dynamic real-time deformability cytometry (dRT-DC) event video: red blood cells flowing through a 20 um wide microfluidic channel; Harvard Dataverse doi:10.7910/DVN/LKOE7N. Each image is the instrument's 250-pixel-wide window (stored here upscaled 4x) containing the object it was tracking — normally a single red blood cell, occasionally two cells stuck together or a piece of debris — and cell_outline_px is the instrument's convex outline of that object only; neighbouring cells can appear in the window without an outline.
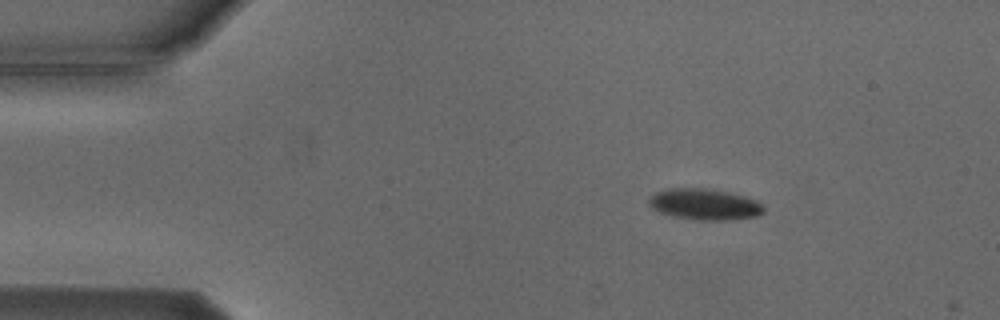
{"species": "Egyptian fruit bat (a non-hibernating species)", "species_latin": "Rousettus aegyptiacus", "temperature_condition": "cold", "stored_images_in_passage": 3, "camera_frame_rate_fps": 3000, "um_per_image_px": 0.085, "animal": {"sex": "male"}, "frame": {"image": 1, "passage_image": 1, "time_ms": 0.0, "image_size_px": [1000, 320], "cell_outline_px": [[764, 212], [756, 216], [732, 220], [700, 220], [672, 216], [660, 212], [652, 208], [648, 204], [648, 200], [656, 192], [668, 188], [708, 188], [728, 192], [744, 196], [756, 200], [764, 208]], "centroid_in_image_um": [59.88, 17.36], "position_along_channel_um": 25.1, "area_um2": 20.81}}